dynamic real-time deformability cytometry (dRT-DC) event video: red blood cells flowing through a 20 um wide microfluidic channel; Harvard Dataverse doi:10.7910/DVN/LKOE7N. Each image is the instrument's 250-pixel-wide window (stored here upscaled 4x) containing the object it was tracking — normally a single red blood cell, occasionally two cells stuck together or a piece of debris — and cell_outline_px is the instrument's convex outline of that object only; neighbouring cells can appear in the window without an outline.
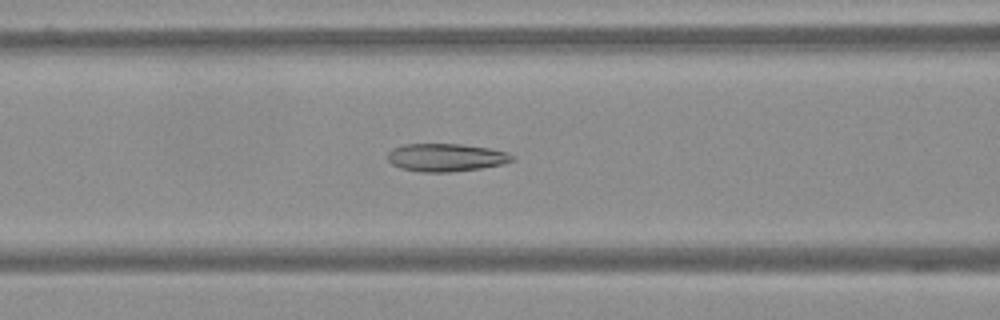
{"species": "Egyptian fruit bat (a non-hibernating species)", "species_latin": "Rousettus aegyptiacus", "temperature_condition": "warm", "stored_images_in_passage": 60, "camera_frame_rate_fps": 3000, "um_per_image_px": 0.085, "frame": {"image": 1, "passage_image": 25, "time_ms": 8.0, "image_size_px": [1000, 320], "cell_outline_px": [[516, 160], [500, 164], [480, 168], [452, 172], [420, 172], [400, 168], [392, 164], [388, 160], [388, 152], [392, 148], [404, 144], [460, 144], [488, 148], [508, 152], [516, 156]], "centroid_in_image_um": [37.91, 13.38], "position_along_channel_um": 128.7, "area_um2": 20.35}}
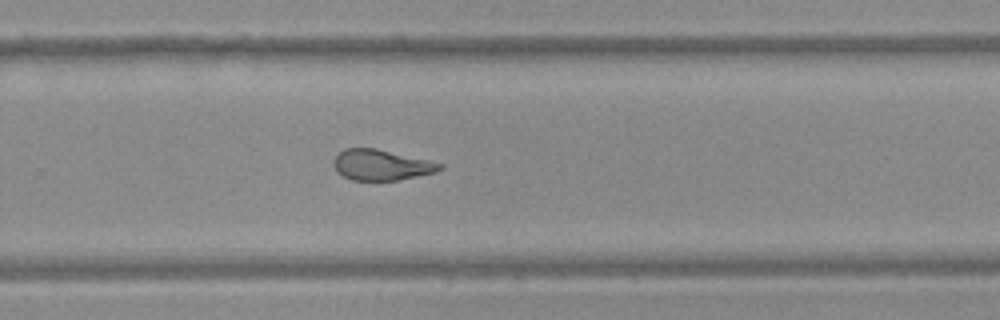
{"frame": {"image": 2, "passage_image": 40, "time_ms": 13.0, "image_size_px": [1000, 320], "cell_outline_px": [[444, 168], [436, 172], [396, 180], [352, 180], [336, 172], [332, 164], [332, 160], [344, 148], [376, 148], [428, 160], [444, 164]], "centroid_in_image_um": [32.39, 14.01], "position_along_channel_um": 297.4, "area_um2": 18.96}}
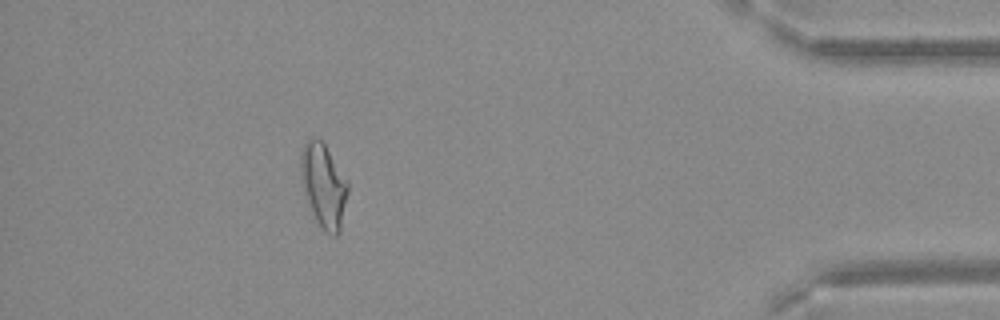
{"frame": {"image": 3, "passage_image": 54, "time_ms": 17.667, "image_size_px": [1000, 320], "cell_outline_px": [[348, 192], [340, 232], [336, 236], [332, 236], [316, 220], [308, 200], [304, 188], [300, 168], [300, 152], [308, 136], [316, 136], [324, 144], [348, 180]], "centroid_in_image_um": [27.52, 15.7], "position_along_channel_um": 407.7, "area_um2": 22.72}}